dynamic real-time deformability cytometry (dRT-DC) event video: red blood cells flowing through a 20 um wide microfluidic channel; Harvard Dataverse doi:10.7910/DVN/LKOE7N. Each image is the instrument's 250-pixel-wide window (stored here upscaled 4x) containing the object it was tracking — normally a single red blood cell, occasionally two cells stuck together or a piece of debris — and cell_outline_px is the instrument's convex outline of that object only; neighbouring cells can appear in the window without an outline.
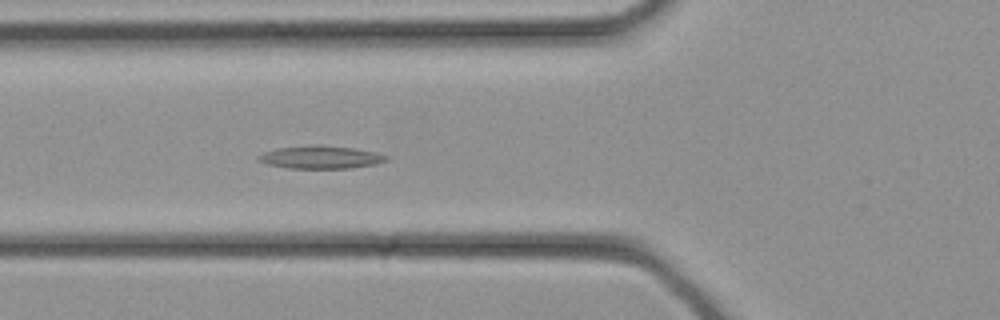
{"species": "common noctule bat (a hibernating species)", "species_latin": "Nyctalus noctula", "temperature_condition": "cold", "stored_images_in_passage": 28, "camera_frame_rate_fps": 3000, "um_per_image_px": 0.085, "animal": {"sex": "female", "body_mass_g": 21.9}, "frame": {"image": 1, "passage_image": 7, "time_ms": 2.0, "image_size_px": [1000, 320], "cell_outline_px": [[388, 160], [376, 164], [348, 168], [288, 168], [268, 164], [256, 160], [256, 156], [264, 152], [276, 148], [312, 144], [324, 144], [352, 148], [376, 152], [388, 156]], "centroid_in_image_um": [27.23, 13.34], "position_along_channel_um": 98.6, "area_um2": 17.22}}
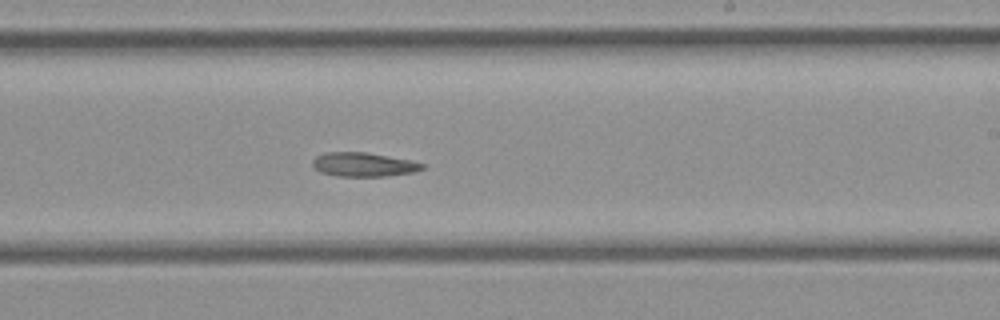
{"frame": {"image": 2, "passage_image": 15, "time_ms": 4.667, "image_size_px": [1000, 320], "cell_outline_px": [[424, 168], [412, 172], [388, 176], [336, 176], [320, 172], [312, 168], [312, 160], [316, 156], [324, 152], [364, 152], [412, 160], [424, 164]], "centroid_in_image_um": [30.85, 13.98], "position_along_channel_um": 258.2, "area_um2": 15.43}}
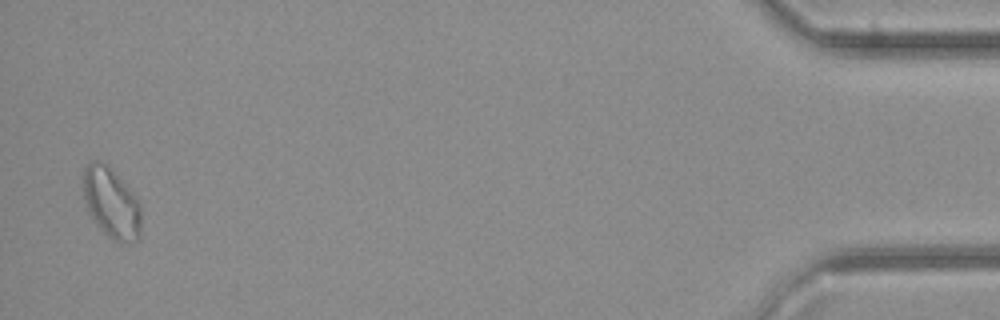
{"frame": {"image": 3, "passage_image": 28, "time_ms": 9.0, "image_size_px": [1000, 320], "cell_outline_px": [[140, 240], [128, 244], [120, 244], [108, 236], [100, 228], [88, 212], [84, 200], [84, 168], [88, 160], [100, 160], [108, 164], [140, 200]], "centroid_in_image_um": [9.48, 17.25], "position_along_channel_um": 425.7, "area_um2": 24.28}}